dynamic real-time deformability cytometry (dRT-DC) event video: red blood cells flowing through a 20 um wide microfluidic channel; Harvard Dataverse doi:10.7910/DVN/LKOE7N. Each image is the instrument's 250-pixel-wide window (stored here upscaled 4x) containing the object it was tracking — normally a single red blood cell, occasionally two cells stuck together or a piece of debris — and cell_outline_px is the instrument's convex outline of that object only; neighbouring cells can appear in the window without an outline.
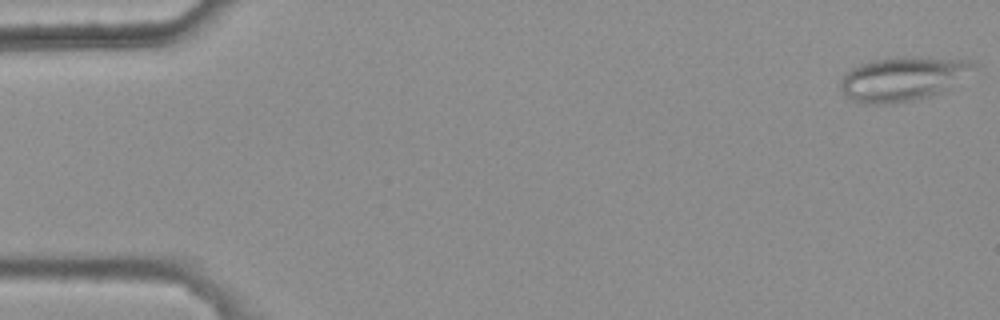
{"species": "common noctule bat (a hibernating species)", "species_latin": "Nyctalus noctula", "temperature_condition": "warm", "stored_images_in_passage": 5, "camera_frame_rate_fps": 3000, "um_per_image_px": 0.085, "animal": {"sex": "female", "body_mass_g": 25.1}, "frame": {"image": 1, "passage_image": 1, "time_ms": 0.0, "image_size_px": [1000, 320], "cell_outline_px": [[980, 64], [976, 68], [948, 88], [940, 92], [928, 96], [912, 100], [892, 104], [868, 104], [852, 100], [844, 96], [840, 88], [840, 80], [852, 68], [868, 60], [888, 56], [920, 56], [972, 60]], "centroid_in_image_um": [76.73, 6.66], "position_along_channel_um": 8.3, "area_um2": 34.74}}